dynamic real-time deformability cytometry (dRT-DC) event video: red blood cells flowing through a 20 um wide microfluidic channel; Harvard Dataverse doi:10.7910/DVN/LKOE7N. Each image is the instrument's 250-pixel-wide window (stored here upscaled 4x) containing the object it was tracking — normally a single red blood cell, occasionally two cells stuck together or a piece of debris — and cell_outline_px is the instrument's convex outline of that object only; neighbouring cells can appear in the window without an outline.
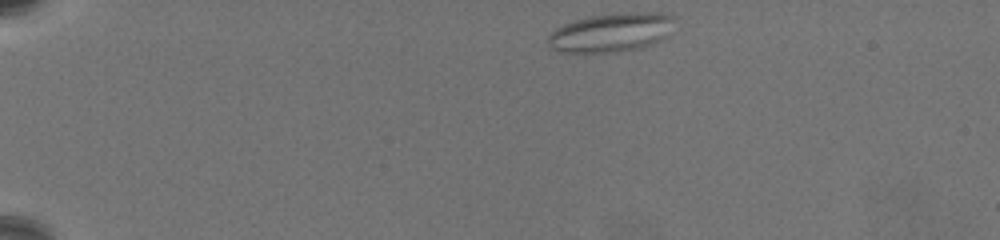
{"species": "common noctule bat (a hibernating species)", "species_latin": "Nyctalus noctula", "temperature_condition": "warm", "stored_images_in_passage": 53, "camera_frame_rate_fps": 3000, "um_per_image_px": 0.085, "animal": {"sex": "female", "body_mass_g": 19.5, "forearm_length_mm": 54.1}, "frame": {"image": 1, "passage_image": 1, "time_ms": 0.0, "image_size_px": [1000, 240], "cell_outline_px": [[676, 16], [668, 36], [652, 44], [636, 48], [616, 52], [560, 52], [552, 48], [548, 44], [548, 36], [556, 28], [564, 24], [576, 20], [592, 16], [628, 12], [664, 12]], "centroid_in_image_um": [52.0, 2.75], "position_along_channel_um": 33.0, "area_um2": 28.61}}
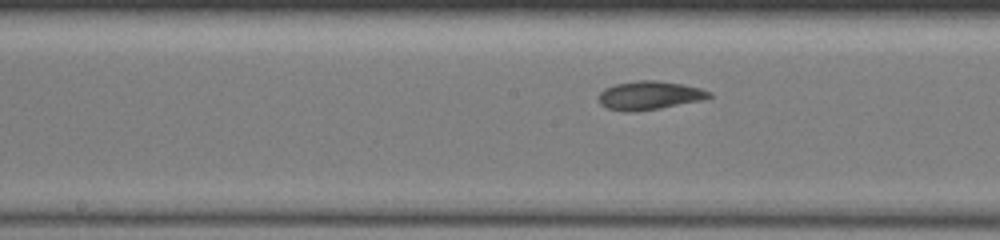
{"frame": {"image": 2, "passage_image": 24, "time_ms": 7.667, "image_size_px": [1000, 240], "cell_outline_px": [[712, 96], [700, 100], [660, 108], [628, 112], [624, 112], [608, 108], [600, 104], [600, 92], [604, 88], [616, 84], [640, 80], [656, 80], [684, 84], [700, 88], [712, 92]], "centroid_in_image_um": [55.2, 8.1], "position_along_channel_um": 193.0, "area_um2": 18.21}}
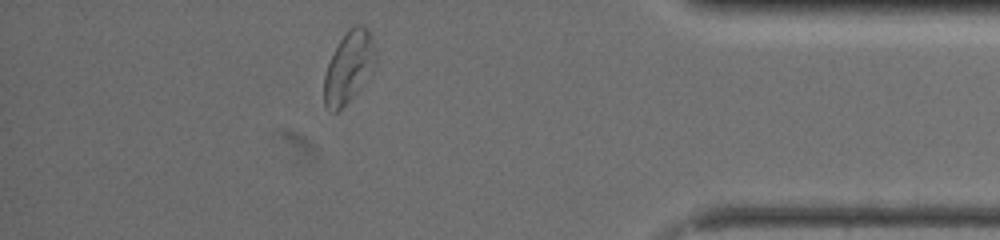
{"frame": {"image": 3, "passage_image": 46, "time_ms": 15.0, "image_size_px": [1000, 240], "cell_outline_px": [[376, 60], [372, 76], [336, 112], [332, 112], [324, 108], [324, 76], [328, 64], [340, 40], [348, 28], [356, 24], [360, 24], [368, 28], [372, 36], [376, 56]], "centroid_in_image_um": [29.67, 5.69], "position_along_channel_um": 405.5, "area_um2": 21.56}, "authors_computed_cell_mechanics": {"area_um2": 19.7676, "velocity_mm_per_s": 3.2817, "shape_relaxation_time_tau1_ms": null, "shape_relaxation_time_tau2_ms": 2.4665, "deformation_change_tau1": null, "deformation_change_tau2": 0.0875}}